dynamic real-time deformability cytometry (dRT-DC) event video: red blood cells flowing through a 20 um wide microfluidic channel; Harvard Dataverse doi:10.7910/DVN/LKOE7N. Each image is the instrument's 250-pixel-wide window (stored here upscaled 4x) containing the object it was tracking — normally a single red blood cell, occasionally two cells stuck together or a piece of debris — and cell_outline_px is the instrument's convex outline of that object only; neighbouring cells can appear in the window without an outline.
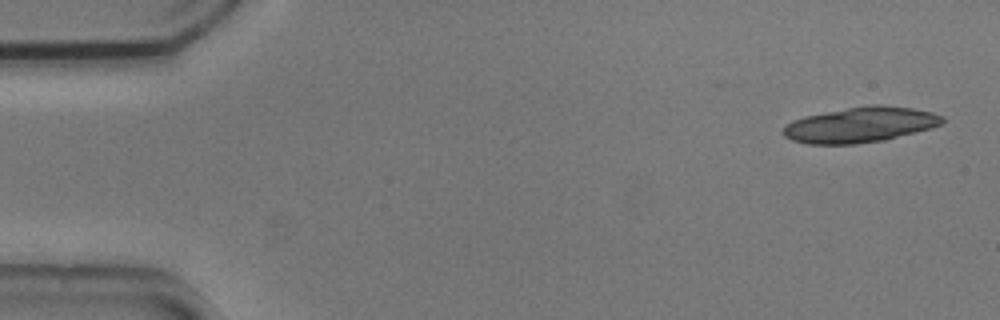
{"species": "common noctule bat (a hibernating species)", "species_latin": "Nyctalus noctula", "temperature_condition": "cold", "stored_images_in_passage": 6, "camera_frame_rate_fps": 3000, "um_per_image_px": 0.085, "animal": {"sex": "male", "body_mass_g": 20.5, "forearm_length_mm": 52.5}, "frame": {"image": 1, "passage_image": 1, "time_ms": 0.0, "image_size_px": [1000, 320], "cell_outline_px": [[944, 124], [932, 128], [884, 140], [856, 144], [808, 144], [792, 140], [784, 136], [780, 132], [792, 120], [804, 116], [848, 108], [872, 104], [880, 104], [912, 108], [932, 112], [944, 116]], "centroid_in_image_um": [73.15, 10.61], "position_along_channel_um": 11.9, "area_um2": 32.89}}